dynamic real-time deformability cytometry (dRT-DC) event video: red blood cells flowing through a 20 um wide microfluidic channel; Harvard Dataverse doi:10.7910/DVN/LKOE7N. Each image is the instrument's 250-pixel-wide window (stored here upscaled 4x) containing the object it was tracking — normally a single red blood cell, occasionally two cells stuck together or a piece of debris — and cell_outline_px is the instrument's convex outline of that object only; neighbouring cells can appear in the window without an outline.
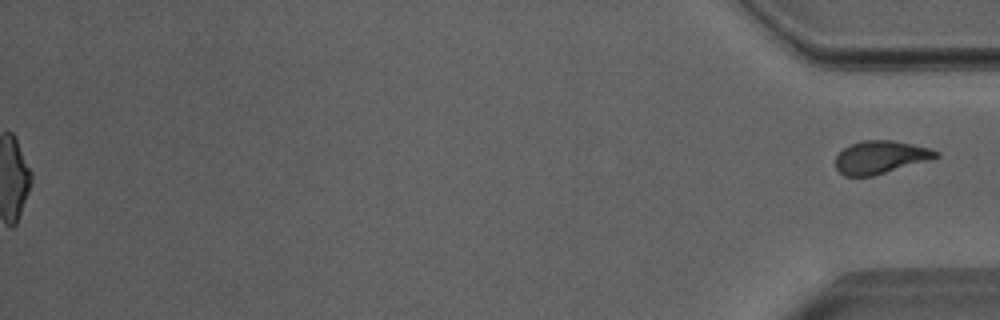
{"species": "Egyptian fruit bat (a non-hibernating species)", "species_latin": "Rousettus aegyptiacus", "temperature_condition": "room temperature", "stored_images_in_passage": 44, "segment_of_instrument_passage": [2, 2], "camera_frame_rate_fps": 3000, "um_per_image_px": 0.085, "animal": {"sex": "male"}, "frame": {"image": 1, "passage_image": 44, "time_ms": 14.333, "image_size_px": [1000, 320], "cell_outline_px": [[940, 156], [928, 160], [872, 176], [844, 176], [836, 168], [836, 156], [844, 148], [852, 144], [864, 140], [892, 140], [932, 148], [940, 152]], "centroid_in_image_um": [74.86, 13.35], "position_along_channel_um": 360.3, "area_um2": 19.07}}